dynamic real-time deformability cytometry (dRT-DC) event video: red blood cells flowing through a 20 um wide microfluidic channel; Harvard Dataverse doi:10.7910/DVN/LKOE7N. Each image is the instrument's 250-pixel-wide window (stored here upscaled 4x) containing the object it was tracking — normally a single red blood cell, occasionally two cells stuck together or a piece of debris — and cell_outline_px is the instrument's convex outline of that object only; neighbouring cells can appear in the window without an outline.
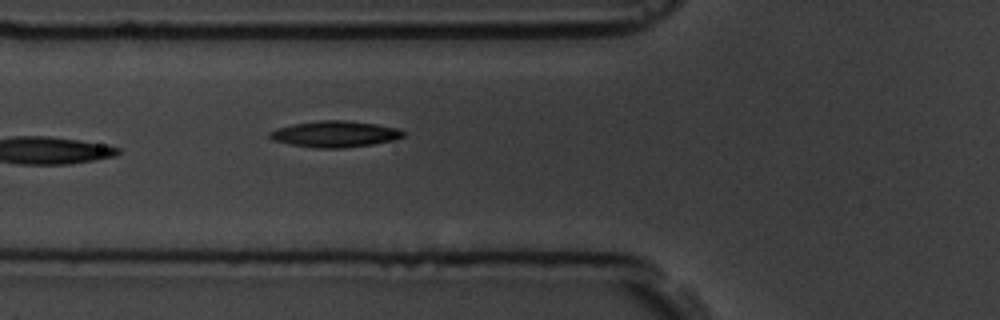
{"species": "common noctule bat (a hibernating species)", "species_latin": "Nyctalus noctula", "temperature_condition": "room temperature", "stored_images_in_passage": 6, "camera_frame_rate_fps": 3000, "um_per_image_px": 0.085, "animal": {"sex": "male", "body_mass_g": 19.5, "forearm_length_mm": 54.6}, "frame": {"image": 1, "passage_image": 6, "time_ms": 6.0, "image_size_px": [1000, 320], "cell_outline_px": [[404, 136], [396, 140], [372, 144], [344, 148], [320, 148], [292, 144], [272, 140], [268, 136], [268, 132], [276, 128], [292, 124], [320, 120], [344, 120], [376, 124], [400, 128], [404, 132]], "centroid_in_image_um": [28.48, 11.39], "position_along_channel_um": 97.3, "area_um2": 20.46}}